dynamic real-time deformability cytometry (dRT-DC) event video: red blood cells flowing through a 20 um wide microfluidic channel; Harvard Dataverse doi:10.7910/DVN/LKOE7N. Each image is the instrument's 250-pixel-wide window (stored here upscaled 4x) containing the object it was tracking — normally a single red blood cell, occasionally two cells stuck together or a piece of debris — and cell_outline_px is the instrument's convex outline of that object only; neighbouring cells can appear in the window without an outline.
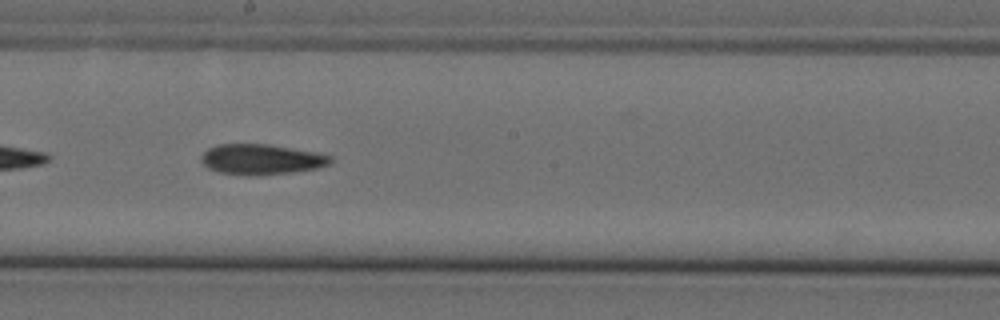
{"species": "Egyptian fruit bat (a non-hibernating species)", "species_latin": "Rousettus aegyptiacus", "temperature_condition": "cold", "stored_images_in_passage": 30, "camera_frame_rate_fps": 3000, "um_per_image_px": 0.085, "animal": {"sex": "female"}, "frame": {"image": 1, "passage_image": 15, "time_ms": 4.667, "image_size_px": [1000, 320], "cell_outline_px": [[332, 160], [328, 164], [316, 168], [292, 172], [256, 176], [248, 176], [220, 172], [208, 168], [200, 160], [200, 156], [208, 148], [216, 144], [268, 144], [316, 152], [332, 156]], "centroid_in_image_um": [22.18, 13.54], "position_along_channel_um": 226.0, "area_um2": 22.95}}
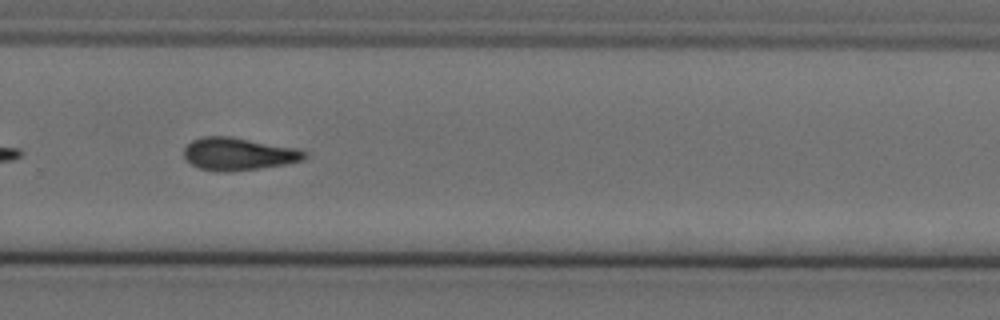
{"frame": {"image": 2, "passage_image": 22, "time_ms": 7.0, "image_size_px": [1000, 320], "cell_outline_px": [[308, 156], [304, 160], [288, 164], [228, 172], [216, 172], [200, 168], [184, 160], [184, 148], [192, 140], [204, 136], [232, 136], [300, 148], [308, 152]], "centroid_in_image_um": [20.31, 13.08], "position_along_channel_um": 309.5, "area_um2": 23.41}, "authors_computed_cell_mechanics": {"area_um2": 22.9177, "velocity_mm_per_s": 3.6211, "shape_relaxation_time_tau1_ms": 7.0839, "shape_relaxation_time_tau2_ms": 10.972, "deformation_change_tau1": 0.1823, "deformation_change_tau2": 0.2109}}